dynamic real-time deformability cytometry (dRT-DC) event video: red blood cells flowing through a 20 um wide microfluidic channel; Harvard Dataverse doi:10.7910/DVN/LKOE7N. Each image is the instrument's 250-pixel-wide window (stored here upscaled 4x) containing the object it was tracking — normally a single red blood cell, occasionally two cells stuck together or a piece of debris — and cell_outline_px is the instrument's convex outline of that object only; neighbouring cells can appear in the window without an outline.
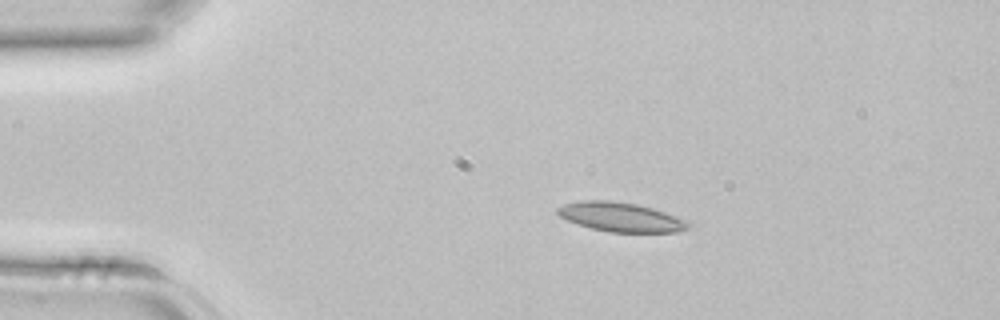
{"species": "common noctule bat (a hibernating species)", "species_latin": "Nyctalus noctula", "temperature_condition": "room temperature", "stored_images_in_passage": 3, "camera_frame_rate_fps": 3000, "um_per_image_px": 0.085, "animal": {"sex": "female", "body_mass_g": 22.7, "forearm_length_mm": 54.2}, "frame": {"image": 1, "passage_image": 2, "time_ms": 0.333, "image_size_px": [1000, 320], "cell_outline_px": [[692, 224], [688, 228], [680, 232], [608, 232], [592, 228], [568, 220], [560, 216], [556, 212], [556, 208], [564, 204], [580, 200], [608, 200], [636, 204], [652, 208], [688, 220]], "centroid_in_image_um": [52.79, 18.45], "position_along_channel_um": 32.2, "area_um2": 22.25}}